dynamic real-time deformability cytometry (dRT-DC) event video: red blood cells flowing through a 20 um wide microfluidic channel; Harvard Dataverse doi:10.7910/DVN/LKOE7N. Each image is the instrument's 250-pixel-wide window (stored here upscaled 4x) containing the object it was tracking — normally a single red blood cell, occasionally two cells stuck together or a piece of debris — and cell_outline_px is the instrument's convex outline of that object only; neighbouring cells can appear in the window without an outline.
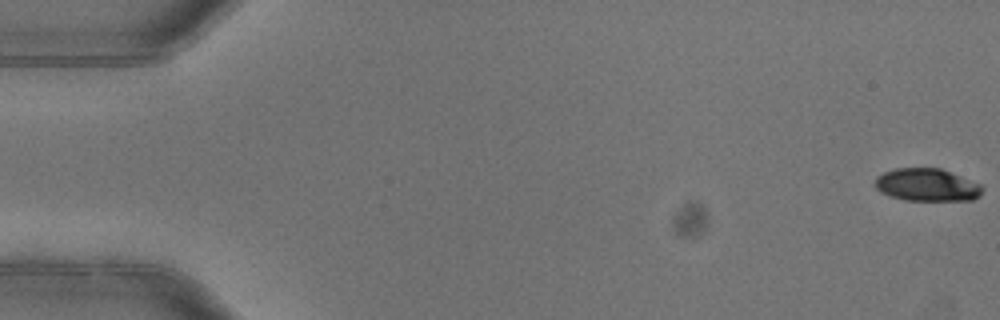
{"species": "common noctule bat (a hibernating species)", "species_latin": "Nyctalus noctula", "temperature_condition": "warm", "stored_images_in_passage": 5, "camera_frame_rate_fps": 3000, "um_per_image_px": 0.085, "animal": {"sex": "female"}, "frame": {"image": 1, "passage_image": 1, "time_ms": 0.0, "image_size_px": [1000, 320], "cell_outline_px": [[984, 188], [980, 196], [972, 200], [904, 200], [888, 196], [880, 192], [876, 188], [876, 176], [884, 172], [896, 168], [940, 168], [980, 184]], "centroid_in_image_um": [78.78, 15.72], "position_along_channel_um": 6.2, "area_um2": 20.4}}
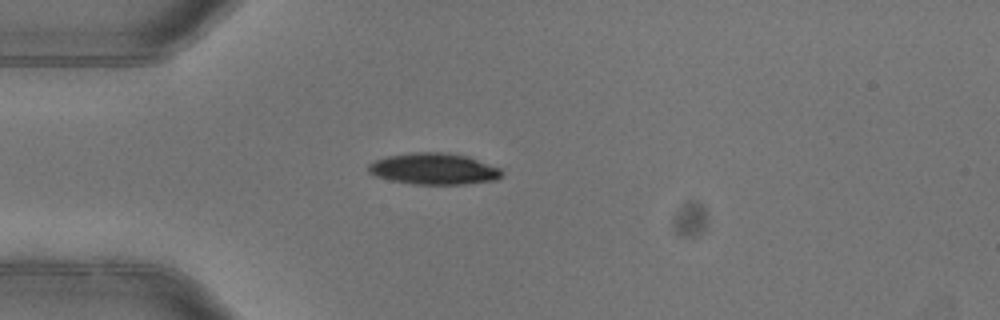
{"frame": {"image": 2, "passage_image": 5, "time_ms": 1.333, "image_size_px": [1000, 320], "cell_outline_px": [[504, 176], [496, 180], [464, 184], [412, 184], [392, 180], [376, 176], [368, 172], [368, 164], [372, 160], [388, 156], [416, 152], [448, 152], [468, 156], [500, 168], [504, 172]], "centroid_in_image_um": [36.9, 14.35], "position_along_channel_um": 48.1, "area_um2": 24.57}}